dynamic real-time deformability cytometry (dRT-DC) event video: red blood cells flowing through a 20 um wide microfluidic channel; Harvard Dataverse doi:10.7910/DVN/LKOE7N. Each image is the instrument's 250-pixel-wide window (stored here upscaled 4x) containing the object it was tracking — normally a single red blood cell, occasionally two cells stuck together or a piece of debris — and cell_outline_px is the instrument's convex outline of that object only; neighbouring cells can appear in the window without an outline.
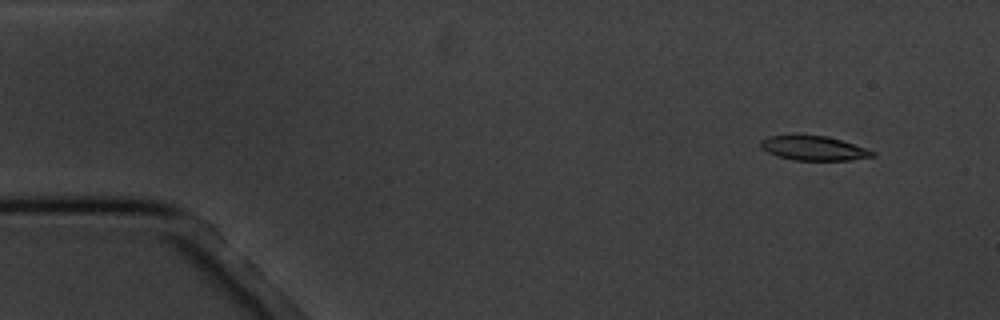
{"species": "common noctule bat (a hibernating species)", "species_latin": "Nyctalus noctula", "temperature_condition": "cold", "stored_images_in_passage": 5, "camera_frame_rate_fps": 3000, "um_per_image_px": 0.085, "animal": {"sex": "male", "body_mass_g": 20.1, "forearm_length_mm": 53.5}, "frame": {"image": 1, "passage_image": 2, "time_ms": 1.0, "image_size_px": [1000, 320], "cell_outline_px": [[876, 156], [852, 160], [792, 160], [776, 156], [760, 148], [760, 140], [768, 136], [796, 132], [828, 136], [876, 152]], "centroid_in_image_um": [69.07, 12.55], "position_along_channel_um": 15.9, "area_um2": 16.59}}
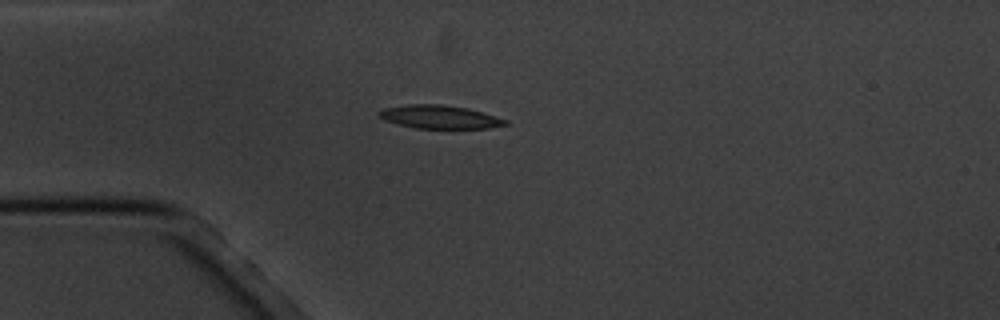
{"frame": {"image": 2, "passage_image": 5, "time_ms": 4.333, "image_size_px": [1000, 320], "cell_outline_px": [[508, 124], [488, 128], [416, 128], [384, 120], [376, 116], [376, 112], [384, 108], [408, 104], [440, 104], [468, 108], [508, 120]], "centroid_in_image_um": [37.32, 9.93], "position_along_channel_um": 47.7, "area_um2": 17.11}}